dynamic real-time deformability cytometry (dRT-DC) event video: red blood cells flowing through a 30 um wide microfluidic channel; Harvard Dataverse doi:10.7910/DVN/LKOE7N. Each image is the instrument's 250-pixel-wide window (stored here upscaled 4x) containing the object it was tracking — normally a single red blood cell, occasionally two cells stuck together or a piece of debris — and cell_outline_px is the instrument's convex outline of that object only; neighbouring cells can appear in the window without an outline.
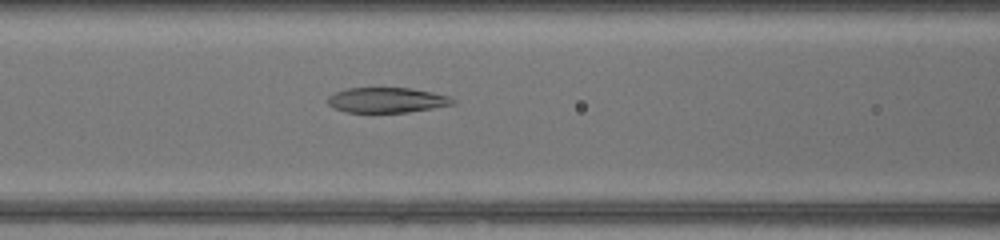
{"species": "common noctule bat (a hibernating species)", "species_latin": "Nyctalus noctula", "temperature_condition": "warm", "stored_images_in_passage": 36, "camera_frame_rate_fps": 3000, "um_per_image_px": 0.085, "animal": {"sex": "female", "body_mass_g": 17.0, "forearm_length_mm": 48.0}, "frame": {"image": 1, "passage_image": 12, "time_ms": 3.667, "image_size_px": [1000, 240], "cell_outline_px": [[456, 104], [408, 112], [348, 112], [332, 108], [328, 104], [328, 96], [336, 92], [348, 88], [408, 88], [432, 92], [448, 96], [456, 100]], "centroid_in_image_um": [32.89, 8.51], "position_along_channel_um": 133.7, "area_um2": 18.26}}
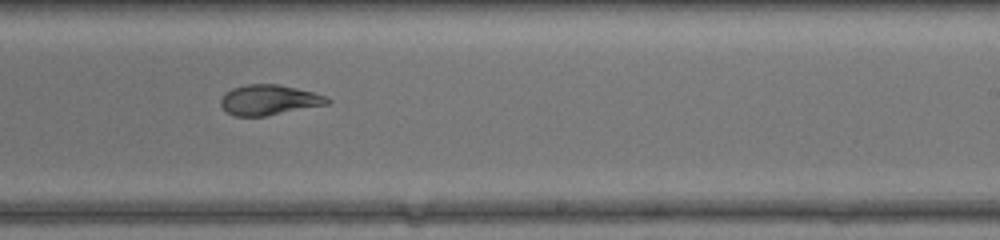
{"frame": {"image": 2, "passage_image": 21, "time_ms": 6.667, "image_size_px": [1000, 240], "cell_outline_px": [[332, 100], [328, 104], [264, 116], [236, 116], [228, 112], [220, 104], [220, 100], [224, 92], [232, 88], [244, 84], [276, 84], [296, 88], [328, 96]], "centroid_in_image_um": [22.86, 8.48], "position_along_channel_um": 266.1, "area_um2": 18.73}}
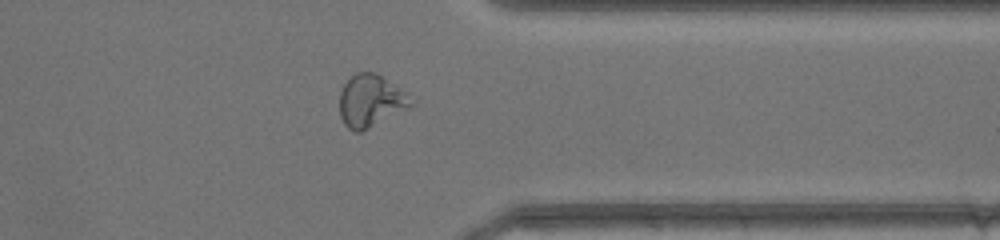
{"frame": {"image": 3, "passage_image": 29, "time_ms": 9.333, "image_size_px": [1000, 240], "cell_outline_px": [[416, 100], [408, 108], [360, 132], [352, 132], [344, 124], [340, 116], [340, 92], [344, 84], [356, 72], [376, 72], [400, 88]], "centroid_in_image_um": [31.51, 8.57], "position_along_channel_um": 379.9, "area_um2": 21.68}}